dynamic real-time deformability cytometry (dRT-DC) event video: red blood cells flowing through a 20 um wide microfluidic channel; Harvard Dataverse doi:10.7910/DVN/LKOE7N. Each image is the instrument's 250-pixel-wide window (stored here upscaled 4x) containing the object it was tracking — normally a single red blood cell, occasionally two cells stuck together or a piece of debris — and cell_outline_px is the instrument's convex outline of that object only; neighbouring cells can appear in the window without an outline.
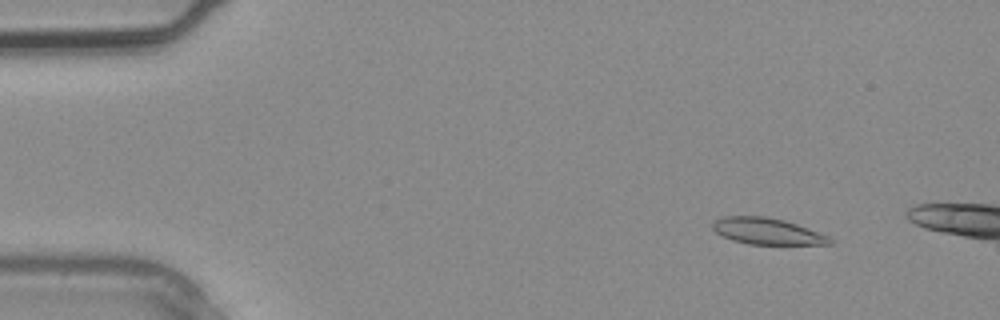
{"species": "common noctule bat (a hibernating species)", "species_latin": "Nyctalus noctula", "temperature_condition": "warm", "stored_images_in_passage": 3, "camera_frame_rate_fps": 3000, "um_per_image_px": 0.085, "animal": {"sex": "male", "body_mass_g": 20.4}, "frame": {"image": 1, "passage_image": 2, "time_ms": 0.333, "image_size_px": [1000, 320], "cell_outline_px": [[832, 244], [748, 244], [732, 240], [716, 232], [712, 228], [712, 224], [716, 220], [724, 216], [764, 216], [784, 220], [796, 224], [828, 236], [832, 240]], "centroid_in_image_um": [65.18, 19.65], "position_along_channel_um": 19.8, "area_um2": 17.74}}